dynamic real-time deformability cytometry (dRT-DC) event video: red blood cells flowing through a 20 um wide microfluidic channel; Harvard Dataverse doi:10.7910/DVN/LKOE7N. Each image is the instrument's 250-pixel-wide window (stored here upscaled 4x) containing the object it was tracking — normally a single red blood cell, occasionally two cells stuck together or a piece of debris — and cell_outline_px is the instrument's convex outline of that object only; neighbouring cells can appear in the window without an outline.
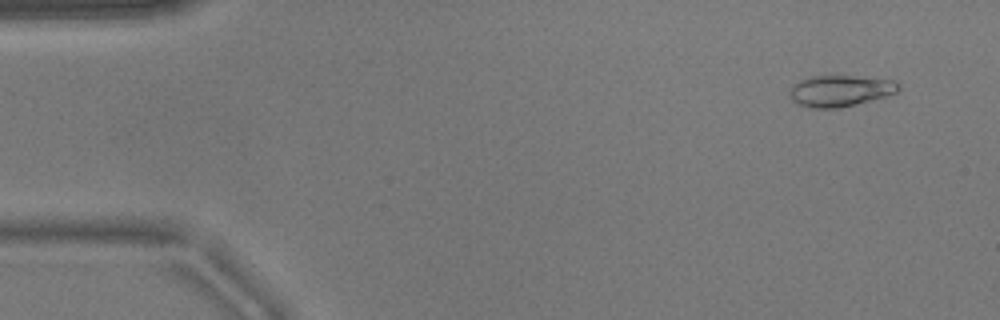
{"species": "common noctule bat (a hibernating species)", "species_latin": "Nyctalus noctula", "temperature_condition": "warm", "stored_images_in_passage": 52, "camera_frame_rate_fps": 3000, "um_per_image_px": 0.085, "animal": {"sex": "male", "body_mass_g": 17.9}, "frame": {"image": 1, "passage_image": 4, "time_ms": 1.0, "image_size_px": [1000, 320], "cell_outline_px": [[900, 88], [896, 92], [884, 96], [840, 108], [812, 108], [796, 104], [788, 96], [788, 92], [792, 84], [808, 76], [832, 72], [892, 80]], "centroid_in_image_um": [71.3, 7.66], "position_along_channel_um": 13.7, "area_um2": 20.63}}
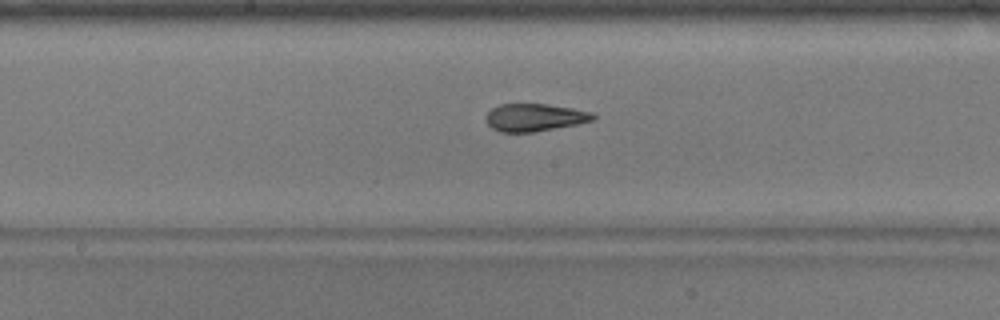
{"frame": {"image": 2, "passage_image": 27, "time_ms": 8.667, "image_size_px": [1000, 320], "cell_outline_px": [[596, 120], [576, 124], [532, 132], [500, 132], [492, 128], [488, 124], [484, 116], [492, 108], [500, 104], [548, 104], [572, 108], [592, 112], [596, 116]], "centroid_in_image_um": [45.44, 9.98], "position_along_channel_um": 202.8, "area_um2": 17.22}}
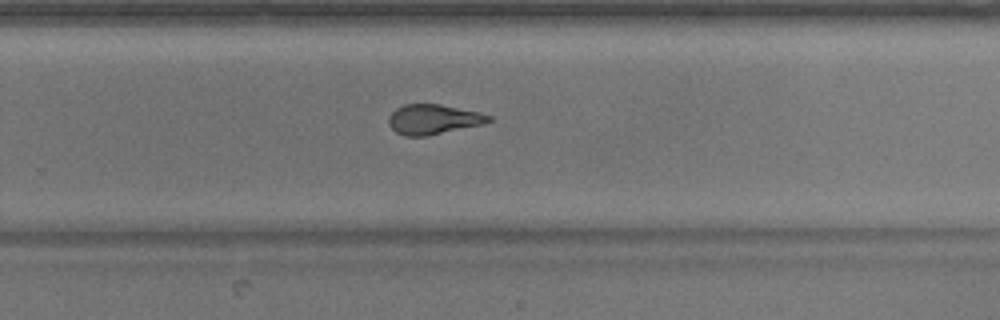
{"frame": {"image": 3, "passage_image": 34, "time_ms": 11.0, "image_size_px": [1000, 320], "cell_outline_px": [[492, 120], [480, 124], [424, 136], [404, 136], [396, 132], [388, 124], [388, 116], [396, 108], [404, 104], [440, 104], [476, 112], [492, 116]], "centroid_in_image_um": [36.75, 10.13], "position_along_channel_um": 293.0, "area_um2": 17.05}, "authors_computed_cell_mechanics": {"area_um2": 18.496, "velocity_mm_per_s": 3.8842, "shape_relaxation_time_tau1_ms": null, "shape_relaxation_time_tau2_ms": 2.1477, "deformation_change_tau1": null, "deformation_change_tau2": 0.0878}}